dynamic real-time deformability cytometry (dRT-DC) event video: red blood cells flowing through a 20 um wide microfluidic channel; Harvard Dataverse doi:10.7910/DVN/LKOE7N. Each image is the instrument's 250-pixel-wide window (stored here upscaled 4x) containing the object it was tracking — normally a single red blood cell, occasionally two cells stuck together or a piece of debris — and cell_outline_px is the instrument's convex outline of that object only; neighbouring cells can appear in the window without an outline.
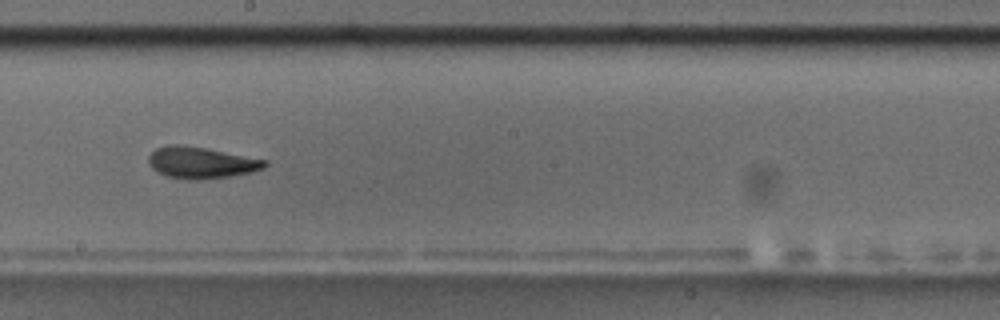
{"species": "common noctule bat (a hibernating species)", "species_latin": "Nyctalus noctula", "temperature_condition": "room temperature", "stored_images_in_passage": 22, "camera_frame_rate_fps": 3000, "um_per_image_px": 0.085, "animal": {"sex": "male", "body_mass_g": 17.5, "forearm_length_mm": 52.3}, "frame": {"image": 1, "passage_image": 16, "time_ms": 5.0, "image_size_px": [1000, 320], "cell_outline_px": [[268, 164], [264, 168], [252, 172], [228, 176], [200, 180], [188, 180], [168, 176], [156, 172], [148, 164], [148, 156], [156, 148], [168, 144], [176, 144], [204, 148], [268, 160]], "centroid_in_image_um": [17.07, 13.83], "position_along_channel_um": 231.1, "area_um2": 21.33}}